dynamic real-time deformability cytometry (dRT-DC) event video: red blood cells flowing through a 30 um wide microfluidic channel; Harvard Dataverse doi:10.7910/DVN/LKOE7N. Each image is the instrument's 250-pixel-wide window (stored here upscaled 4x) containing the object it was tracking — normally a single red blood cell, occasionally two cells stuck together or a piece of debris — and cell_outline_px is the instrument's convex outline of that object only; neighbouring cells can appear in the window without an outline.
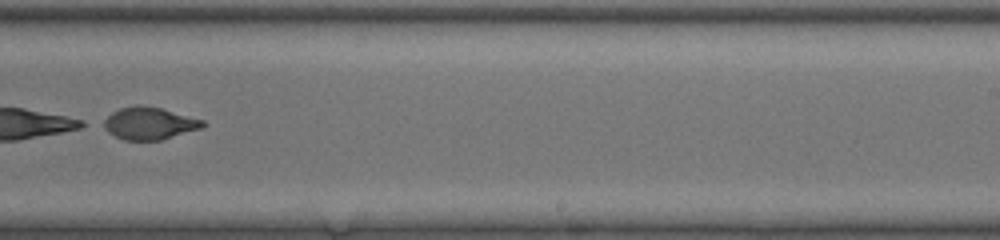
{"species": "common noctule bat (a hibernating species)", "species_latin": "Nyctalus noctula", "temperature_condition": "room temperature", "stored_images_in_passage": 44, "segment_of_instrument_passage": [2, 2], "camera_frame_rate_fps": 3000, "um_per_image_px": 0.085, "animal": {"sex": "female", "body_mass_g": 20.0, "forearm_length_mm": 54.0}, "frame": {"image": 1, "passage_image": 36, "time_ms": 11.667, "image_size_px": [1000, 240], "cell_outline_px": [[208, 124], [200, 128], [160, 140], [124, 140], [108, 132], [96, 124], [100, 120], [112, 112], [120, 108], [136, 104], [140, 104], [160, 108], [204, 120]], "centroid_in_image_um": [12.59, 10.47], "position_along_channel_um": 276.4, "area_um2": 18.96}}